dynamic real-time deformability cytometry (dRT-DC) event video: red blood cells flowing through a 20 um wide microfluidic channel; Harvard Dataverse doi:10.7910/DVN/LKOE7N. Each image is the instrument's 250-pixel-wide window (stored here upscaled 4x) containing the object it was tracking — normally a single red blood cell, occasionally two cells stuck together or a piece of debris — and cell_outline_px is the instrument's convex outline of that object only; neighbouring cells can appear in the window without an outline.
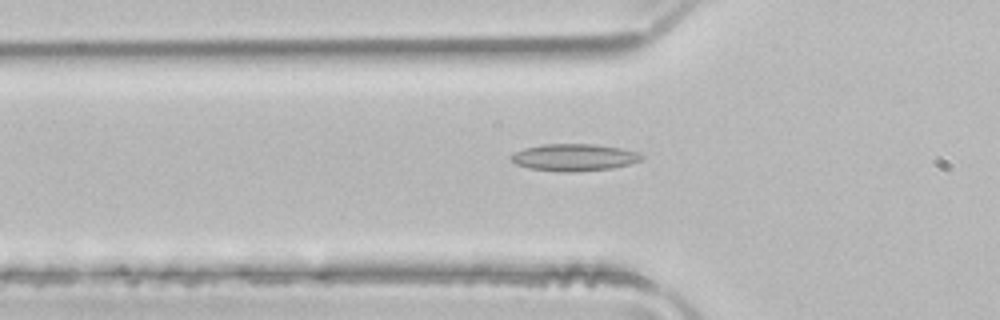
{"species": "common noctule bat (a hibernating species)", "species_latin": "Nyctalus noctula", "temperature_condition": "room temperature", "stored_images_in_passage": 35, "camera_frame_rate_fps": 3000, "um_per_image_px": 0.085, "animal": {"sex": "male", "body_mass_g": 21.5, "forearm_length_mm": 52.0}, "frame": {"image": 1, "passage_image": 7, "time_ms": 2.0, "image_size_px": [1000, 320], "cell_outline_px": [[644, 156], [640, 160], [628, 164], [612, 168], [572, 172], [560, 172], [528, 168], [516, 164], [512, 160], [512, 156], [516, 152], [524, 148], [544, 144], [592, 144], [620, 148], [640, 152]], "centroid_in_image_um": [48.81, 13.38], "position_along_channel_um": 77.0, "area_um2": 20.4}}
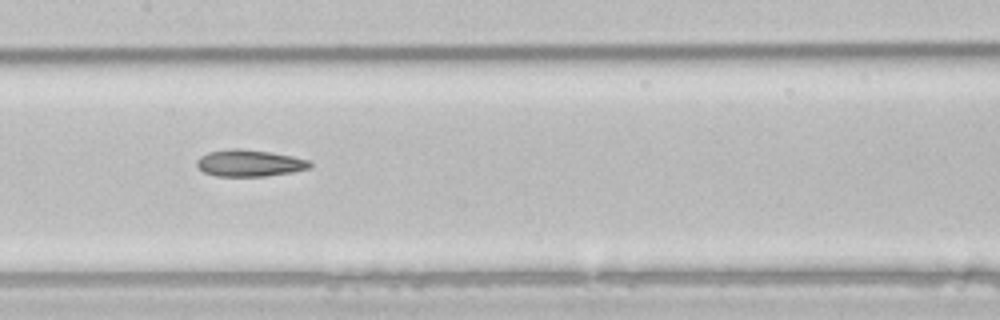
{"frame": {"image": 2, "passage_image": 15, "time_ms": 4.667, "image_size_px": [1000, 320], "cell_outline_px": [[312, 168], [292, 172], [264, 176], [216, 176], [204, 172], [196, 164], [196, 160], [200, 156], [208, 152], [232, 148], [244, 148], [292, 156], [308, 160], [312, 164]], "centroid_in_image_um": [21.2, 13.86], "position_along_channel_um": 186.2, "area_um2": 17.63}}
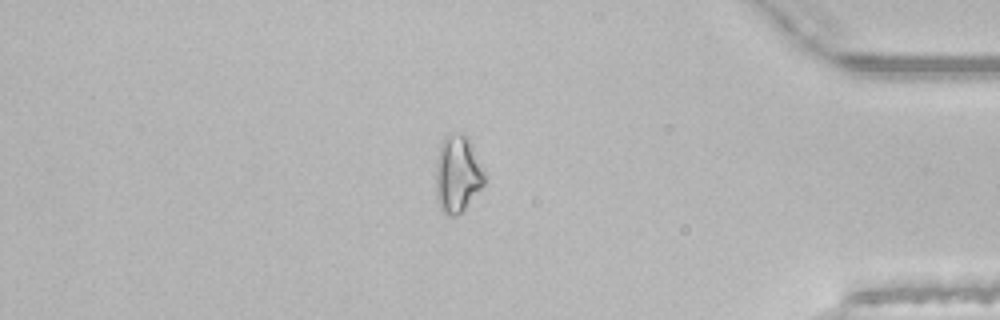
{"frame": {"image": 3, "passage_image": 33, "time_ms": 10.667, "image_size_px": [1000, 320], "cell_outline_px": [[488, 180], [464, 208], [456, 216], [448, 216], [440, 208], [436, 196], [436, 160], [440, 144], [444, 136], [460, 132], [468, 136], [488, 176]], "centroid_in_image_um": [38.92, 14.75], "position_along_channel_um": 396.3, "area_um2": 22.25}, "authors_computed_cell_mechanics": {"area_um2": 17.629, "velocity_mm_per_s": 4.0531, "shape_relaxation_time_tau1_ms": null, "shape_relaxation_time_tau2_ms": 5.0066, "deformation_change_tau1": null, "deformation_change_tau2": 0.1449}}